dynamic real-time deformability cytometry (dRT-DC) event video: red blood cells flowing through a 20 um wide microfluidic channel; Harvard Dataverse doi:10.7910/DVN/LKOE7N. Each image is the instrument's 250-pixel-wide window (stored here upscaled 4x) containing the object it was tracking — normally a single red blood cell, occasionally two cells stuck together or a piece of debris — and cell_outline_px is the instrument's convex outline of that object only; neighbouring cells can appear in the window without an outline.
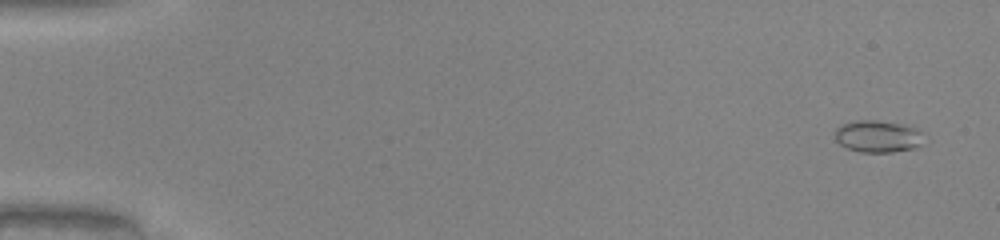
{"species": "common noctule bat (a hibernating species)", "species_latin": "Nyctalus noctula", "temperature_condition": "warm", "stored_images_in_passage": 52, "camera_frame_rate_fps": 3000, "um_per_image_px": 0.085, "animal": {"sex": "male", "body_mass_g": 20.0, "forearm_length_mm": 53.3}, "frame": {"image": 1, "passage_image": 3, "time_ms": 0.667, "image_size_px": [1000, 240], "cell_outline_px": [[924, 144], [916, 148], [892, 152], [860, 152], [848, 148], [840, 144], [836, 140], [836, 128], [840, 124], [856, 120], [876, 120], [904, 124], [916, 128], [924, 132]], "centroid_in_image_um": [74.68, 11.58], "position_along_channel_um": 10.3, "area_um2": 16.94}}
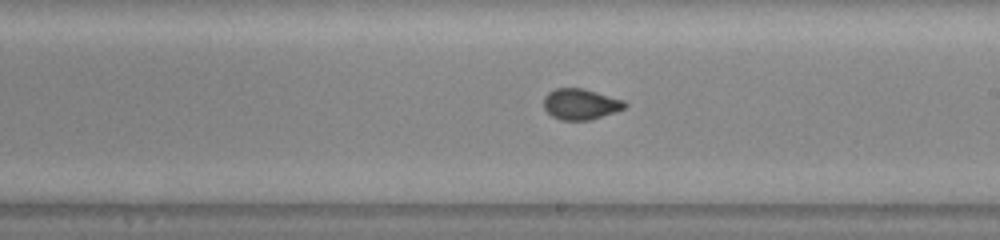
{"frame": {"image": 2, "passage_image": 31, "time_ms": 10.0, "image_size_px": [1000, 240], "cell_outline_px": [[628, 104], [624, 108], [616, 112], [588, 120], [560, 120], [552, 116], [544, 108], [544, 96], [548, 92], [556, 88], [584, 88], [624, 100]], "centroid_in_image_um": [49.35, 8.84], "position_along_channel_um": 239.7, "area_um2": 14.62}}
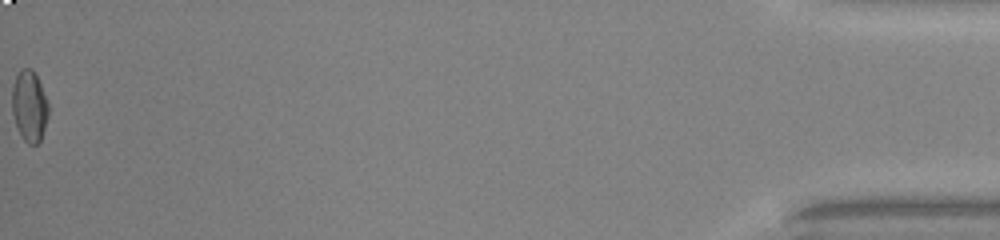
{"frame": {"image": 3, "passage_image": 52, "time_ms": 17.0, "image_size_px": [1000, 240], "cell_outline_px": [[48, 116], [40, 140], [36, 144], [28, 144], [24, 140], [16, 124], [12, 112], [12, 88], [16, 76], [20, 68], [32, 68], [40, 84], [48, 104]], "centroid_in_image_um": [2.48, 8.99], "position_along_channel_um": 432.7, "area_um2": 14.8}, "authors_computed_cell_mechanics": {"area_um2": 14.8546, "velocity_mm_per_s": 4.1228, "shape_relaxation_time_tau1_ms": 4.4731, "shape_relaxation_time_tau2_ms": null, "deformation_change_tau1": 0.1609, "deformation_change_tau2": null}}